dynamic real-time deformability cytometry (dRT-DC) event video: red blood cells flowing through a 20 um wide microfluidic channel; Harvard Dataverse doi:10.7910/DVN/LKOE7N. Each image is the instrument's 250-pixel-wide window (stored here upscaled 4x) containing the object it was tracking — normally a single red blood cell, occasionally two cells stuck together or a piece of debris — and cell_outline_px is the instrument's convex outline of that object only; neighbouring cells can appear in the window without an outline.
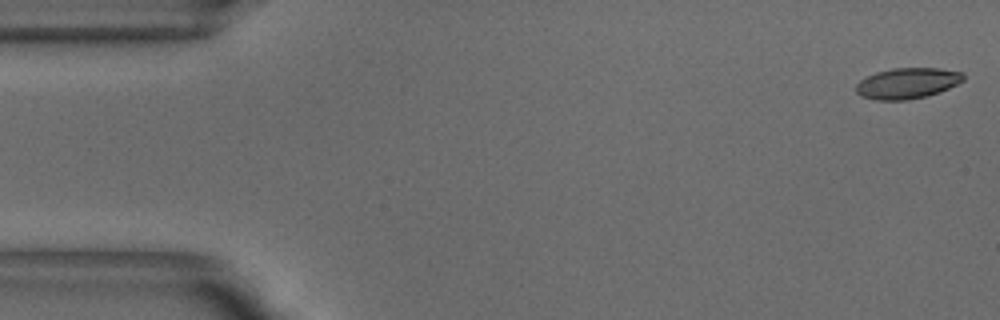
{"species": "common noctule bat (a hibernating species)", "species_latin": "Nyctalus noctula", "temperature_condition": "warm", "stored_images_in_passage": 12, "camera_frame_rate_fps": 3000, "um_per_image_px": 0.085, "animal": {"sex": "male", "body_mass_g": 18.8}, "frame": {"image": 1, "passage_image": 1, "time_ms": 0.0, "image_size_px": [1000, 320], "cell_outline_px": [[964, 80], [940, 92], [908, 100], [876, 100], [860, 96], [856, 92], [856, 84], [864, 76], [876, 72], [892, 68], [940, 68], [964, 72]], "centroid_in_image_um": [77.1, 7.07], "position_along_channel_um": 7.9, "area_um2": 19.42}}